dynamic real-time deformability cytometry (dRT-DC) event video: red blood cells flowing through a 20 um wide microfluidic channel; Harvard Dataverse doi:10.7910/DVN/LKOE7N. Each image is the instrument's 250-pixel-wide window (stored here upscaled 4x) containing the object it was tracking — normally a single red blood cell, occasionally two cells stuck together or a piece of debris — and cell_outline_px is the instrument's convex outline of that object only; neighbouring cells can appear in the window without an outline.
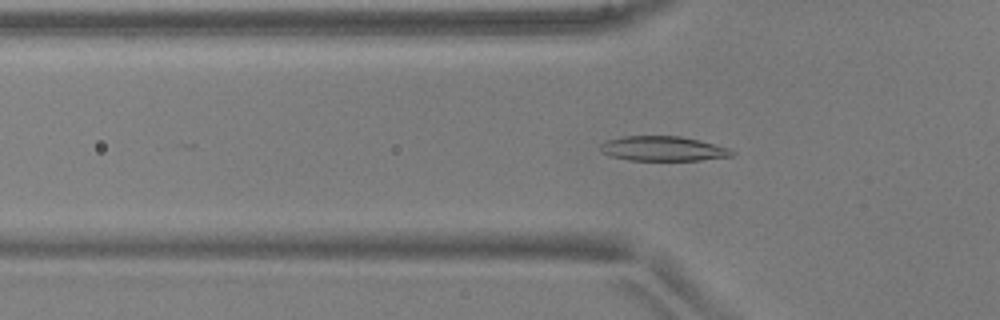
{"species": "common noctule bat (a hibernating species)", "species_latin": "Nyctalus noctula", "temperature_condition": "warm", "stored_images_in_passage": 50, "camera_frame_rate_fps": 3000, "um_per_image_px": 0.085, "animal": {"sex": "male", "body_mass_g": 17.9, "forearm_length_mm": 54.2}, "frame": {"image": 1, "passage_image": 16, "time_ms": 5.0, "image_size_px": [1000, 320], "cell_outline_px": [[736, 152], [732, 156], [700, 160], [628, 160], [612, 156], [604, 152], [600, 148], [600, 144], [608, 140], [624, 136], [680, 136], [728, 148]], "centroid_in_image_um": [56.36, 12.64], "position_along_channel_um": 69.4, "area_um2": 18.61}}
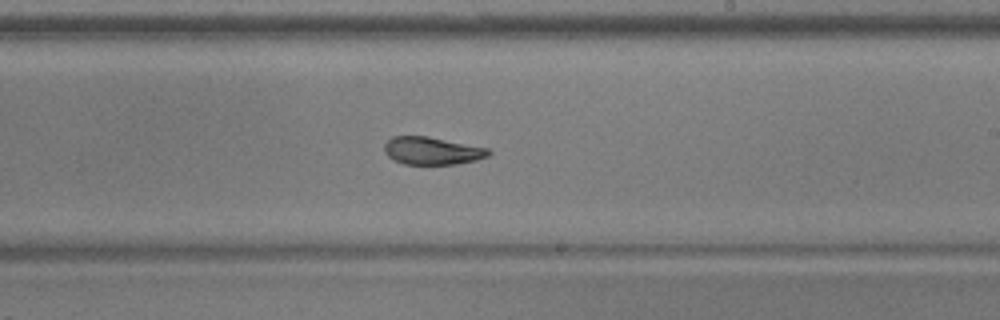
{"frame": {"image": 2, "passage_image": 30, "time_ms": 9.667, "image_size_px": [1000, 320], "cell_outline_px": [[492, 152], [488, 156], [476, 160], [456, 164], [404, 164], [388, 156], [384, 152], [384, 144], [392, 136], [428, 136], [488, 148]], "centroid_in_image_um": [36.73, 12.81], "position_along_channel_um": 252.3, "area_um2": 16.76}}
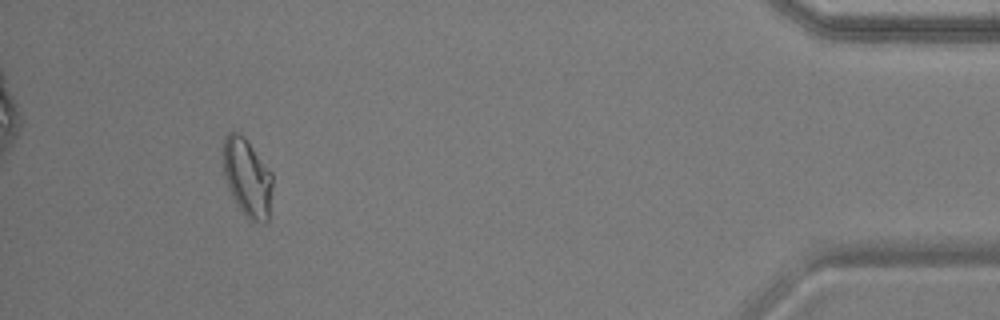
{"frame": {"image": 3, "passage_image": 47, "time_ms": 15.333, "image_size_px": [1000, 320], "cell_outline_px": [[272, 188], [268, 220], [264, 224], [248, 220], [244, 216], [232, 196], [228, 188], [224, 176], [224, 136], [228, 132], [236, 132], [244, 136], [272, 172]], "centroid_in_image_um": [21.03, 15.12], "position_along_channel_um": 414.2, "area_um2": 22.54}, "authors_computed_cell_mechanics": {"area_um2": 18.5827, "velocity_mm_per_s": 3.9122, "shape_relaxation_time_tau1_ms": 6.9969, "shape_relaxation_time_tau2_ms": 2.1665, "deformation_change_tau1": 0.2035, "deformation_change_tau2": 0.0688}}